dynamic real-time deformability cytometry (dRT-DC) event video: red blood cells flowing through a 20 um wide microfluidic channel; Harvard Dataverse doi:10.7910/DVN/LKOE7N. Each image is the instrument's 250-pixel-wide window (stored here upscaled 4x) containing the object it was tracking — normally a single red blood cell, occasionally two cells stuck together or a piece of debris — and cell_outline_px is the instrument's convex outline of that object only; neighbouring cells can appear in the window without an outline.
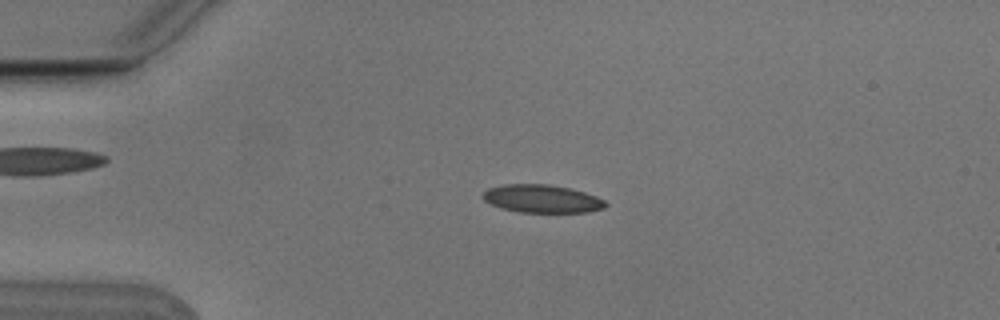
{"species": "Egyptian fruit bat (a non-hibernating species)", "species_latin": "Rousettus aegyptiacus", "temperature_condition": "cold", "stored_images_in_passage": 3, "camera_frame_rate_fps": 3000, "um_per_image_px": 0.085, "animal": {"sex": "male"}, "frame": {"image": 1, "passage_image": 3, "time_ms": 0.667, "image_size_px": [1000, 320], "cell_outline_px": [[608, 204], [604, 208], [588, 212], [520, 212], [504, 208], [492, 204], [484, 200], [480, 196], [488, 188], [504, 184], [548, 184], [568, 188], [584, 192], [596, 196], [604, 200]], "centroid_in_image_um": [46.07, 16.89], "position_along_channel_um": 38.9, "area_um2": 19.88}}